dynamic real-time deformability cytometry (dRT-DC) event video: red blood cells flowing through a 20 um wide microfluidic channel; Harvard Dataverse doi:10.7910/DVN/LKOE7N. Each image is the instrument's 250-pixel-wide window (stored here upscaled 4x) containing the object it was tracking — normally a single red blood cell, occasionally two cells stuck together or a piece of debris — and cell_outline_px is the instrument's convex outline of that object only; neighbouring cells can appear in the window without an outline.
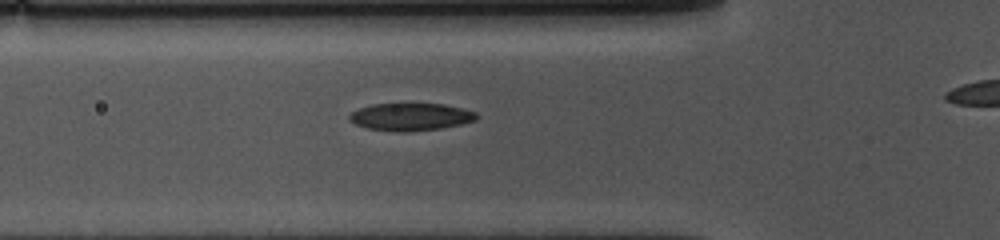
{"species": "common noctule bat (a hibernating species)", "species_latin": "Nyctalus noctula", "temperature_condition": "cold", "stored_images_in_passage": 28, "camera_frame_rate_fps": 3000, "um_per_image_px": 0.085, "animal": {"sex": "female", "body_mass_g": 10.0, "forearm_length_mm": 53.1}, "frame": {"image": 1, "passage_image": 2, "time_ms": 0.333, "image_size_px": [1000, 240], "cell_outline_px": [[480, 116], [476, 120], [460, 124], [440, 128], [408, 132], [400, 132], [368, 128], [356, 124], [348, 120], [348, 116], [352, 112], [360, 108], [372, 104], [444, 104], [464, 108], [476, 112]], "centroid_in_image_um": [34.93, 9.93], "position_along_channel_um": 90.9, "area_um2": 20.35}}
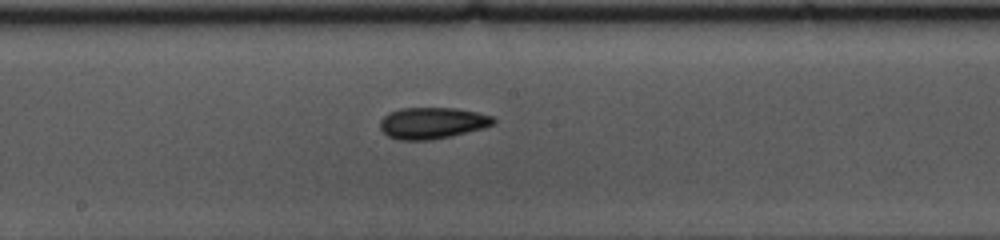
{"frame": {"image": 2, "passage_image": 12, "time_ms": 3.667, "image_size_px": [1000, 240], "cell_outline_px": [[496, 124], [484, 128], [452, 136], [432, 140], [396, 140], [388, 136], [380, 128], [380, 120], [388, 112], [400, 108], [456, 108], [476, 112], [492, 116], [496, 120]], "centroid_in_image_um": [36.74, 10.46], "position_along_channel_um": 211.5, "area_um2": 20.98}}
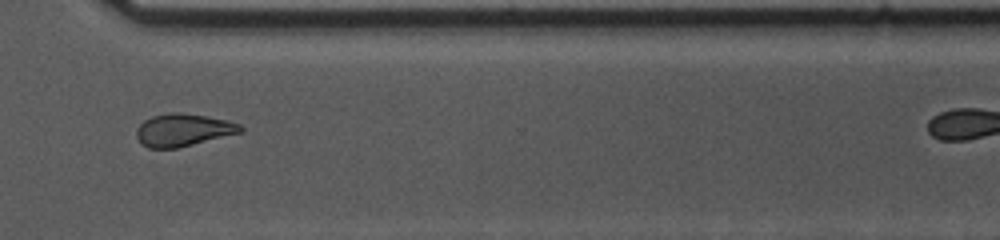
{"frame": {"image": 3, "passage_image": 24, "time_ms": 7.667, "image_size_px": [1000, 240], "cell_outline_px": [[244, 132], [176, 148], [148, 148], [140, 144], [136, 136], [136, 128], [144, 120], [152, 116], [172, 112], [176, 112], [204, 116], [228, 120], [240, 124], [244, 128]], "centroid_in_image_um": [15.56, 11.05], "position_along_channel_um": 355.0, "area_um2": 19.77}}